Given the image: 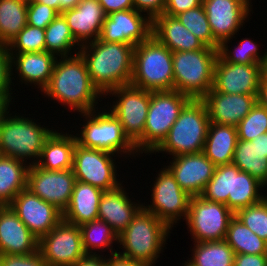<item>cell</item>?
Wrapping results in <instances>:
<instances>
[{
	"instance_id": "cell-1",
	"label": "cell",
	"mask_w": 267,
	"mask_h": 266,
	"mask_svg": "<svg viewBox=\"0 0 267 266\" xmlns=\"http://www.w3.org/2000/svg\"><path fill=\"white\" fill-rule=\"evenodd\" d=\"M43 93V94H42ZM41 95L64 106L66 112L88 113L103 105L104 96L92 84L80 53L58 57L49 83ZM100 103H99V102ZM102 101V103H101Z\"/></svg>"
},
{
	"instance_id": "cell-2",
	"label": "cell",
	"mask_w": 267,
	"mask_h": 266,
	"mask_svg": "<svg viewBox=\"0 0 267 266\" xmlns=\"http://www.w3.org/2000/svg\"><path fill=\"white\" fill-rule=\"evenodd\" d=\"M134 48L133 44L103 42L99 38L80 47L90 80L103 96L131 83Z\"/></svg>"
},
{
	"instance_id": "cell-3",
	"label": "cell",
	"mask_w": 267,
	"mask_h": 266,
	"mask_svg": "<svg viewBox=\"0 0 267 266\" xmlns=\"http://www.w3.org/2000/svg\"><path fill=\"white\" fill-rule=\"evenodd\" d=\"M9 108L0 119V154L13 157L30 165H35L46 140L56 128L28 114ZM14 114V115H13ZM27 116V117H26ZM43 123V125H41ZM49 126L51 128H49Z\"/></svg>"
},
{
	"instance_id": "cell-4",
	"label": "cell",
	"mask_w": 267,
	"mask_h": 266,
	"mask_svg": "<svg viewBox=\"0 0 267 266\" xmlns=\"http://www.w3.org/2000/svg\"><path fill=\"white\" fill-rule=\"evenodd\" d=\"M79 115L77 119H81L79 122L83 121L79 123L81 127L76 125L73 127L75 131L70 130L74 133L77 144L123 156V160L128 158L127 160L130 161L131 158L134 161L136 156L142 158V155L137 152L135 144L124 133L121 122L106 106L88 113H79ZM76 127H79L80 130H77Z\"/></svg>"
},
{
	"instance_id": "cell-5",
	"label": "cell",
	"mask_w": 267,
	"mask_h": 266,
	"mask_svg": "<svg viewBox=\"0 0 267 266\" xmlns=\"http://www.w3.org/2000/svg\"><path fill=\"white\" fill-rule=\"evenodd\" d=\"M171 229L153 213L142 208L126 229L118 235L117 252L133 261L156 266L170 240ZM122 250V251H120Z\"/></svg>"
},
{
	"instance_id": "cell-6",
	"label": "cell",
	"mask_w": 267,
	"mask_h": 266,
	"mask_svg": "<svg viewBox=\"0 0 267 266\" xmlns=\"http://www.w3.org/2000/svg\"><path fill=\"white\" fill-rule=\"evenodd\" d=\"M267 188L249 173L230 163L215 167L213 177L206 184L202 198L220 202L235 214L238 210L260 202Z\"/></svg>"
},
{
	"instance_id": "cell-7",
	"label": "cell",
	"mask_w": 267,
	"mask_h": 266,
	"mask_svg": "<svg viewBox=\"0 0 267 266\" xmlns=\"http://www.w3.org/2000/svg\"><path fill=\"white\" fill-rule=\"evenodd\" d=\"M209 123L205 103L201 99H191L181 110L167 137L151 154L162 153L163 157L169 155L167 159H170V156L203 152Z\"/></svg>"
},
{
	"instance_id": "cell-8",
	"label": "cell",
	"mask_w": 267,
	"mask_h": 266,
	"mask_svg": "<svg viewBox=\"0 0 267 266\" xmlns=\"http://www.w3.org/2000/svg\"><path fill=\"white\" fill-rule=\"evenodd\" d=\"M131 85L149 91H173L172 51L154 36L136 45Z\"/></svg>"
},
{
	"instance_id": "cell-9",
	"label": "cell",
	"mask_w": 267,
	"mask_h": 266,
	"mask_svg": "<svg viewBox=\"0 0 267 266\" xmlns=\"http://www.w3.org/2000/svg\"><path fill=\"white\" fill-rule=\"evenodd\" d=\"M218 49L172 52L174 90L191 99H202L213 87Z\"/></svg>"
},
{
	"instance_id": "cell-10",
	"label": "cell",
	"mask_w": 267,
	"mask_h": 266,
	"mask_svg": "<svg viewBox=\"0 0 267 266\" xmlns=\"http://www.w3.org/2000/svg\"><path fill=\"white\" fill-rule=\"evenodd\" d=\"M190 100L189 96L175 90L150 91V105L144 133L134 143L140 155H151L162 143L181 110Z\"/></svg>"
},
{
	"instance_id": "cell-11",
	"label": "cell",
	"mask_w": 267,
	"mask_h": 266,
	"mask_svg": "<svg viewBox=\"0 0 267 266\" xmlns=\"http://www.w3.org/2000/svg\"><path fill=\"white\" fill-rule=\"evenodd\" d=\"M156 172L155 180L153 176L152 186L150 185L151 189L148 188L151 192L150 204L143 202V208L171 229L176 228L179 225L177 223H180L181 219L185 221L187 217L191 196L178 185L174 175L165 165Z\"/></svg>"
},
{
	"instance_id": "cell-12",
	"label": "cell",
	"mask_w": 267,
	"mask_h": 266,
	"mask_svg": "<svg viewBox=\"0 0 267 266\" xmlns=\"http://www.w3.org/2000/svg\"><path fill=\"white\" fill-rule=\"evenodd\" d=\"M105 98L111 101L107 104L105 101L103 105L121 122L124 133L135 143L144 133L150 91L128 84L111 89L104 95Z\"/></svg>"
},
{
	"instance_id": "cell-13",
	"label": "cell",
	"mask_w": 267,
	"mask_h": 266,
	"mask_svg": "<svg viewBox=\"0 0 267 266\" xmlns=\"http://www.w3.org/2000/svg\"><path fill=\"white\" fill-rule=\"evenodd\" d=\"M119 158H122L121 161H124L123 157L116 154L86 148L76 143L72 167L76 181L88 183L104 191H111L118 188L125 182V177L122 178L123 180L119 179L121 174L118 173L120 168H122V162ZM116 159H118L117 162Z\"/></svg>"
},
{
	"instance_id": "cell-14",
	"label": "cell",
	"mask_w": 267,
	"mask_h": 266,
	"mask_svg": "<svg viewBox=\"0 0 267 266\" xmlns=\"http://www.w3.org/2000/svg\"><path fill=\"white\" fill-rule=\"evenodd\" d=\"M234 216L235 214L224 203L192 196L185 219L188 233L192 236L191 241L225 240L229 222Z\"/></svg>"
},
{
	"instance_id": "cell-15",
	"label": "cell",
	"mask_w": 267,
	"mask_h": 266,
	"mask_svg": "<svg viewBox=\"0 0 267 266\" xmlns=\"http://www.w3.org/2000/svg\"><path fill=\"white\" fill-rule=\"evenodd\" d=\"M38 250L48 266H74L87 256L80 227L63 219L39 239Z\"/></svg>"
},
{
	"instance_id": "cell-16",
	"label": "cell",
	"mask_w": 267,
	"mask_h": 266,
	"mask_svg": "<svg viewBox=\"0 0 267 266\" xmlns=\"http://www.w3.org/2000/svg\"><path fill=\"white\" fill-rule=\"evenodd\" d=\"M252 3L250 0H202L214 39L219 44L228 39L237 40L240 30L246 27L244 24L251 21Z\"/></svg>"
},
{
	"instance_id": "cell-17",
	"label": "cell",
	"mask_w": 267,
	"mask_h": 266,
	"mask_svg": "<svg viewBox=\"0 0 267 266\" xmlns=\"http://www.w3.org/2000/svg\"><path fill=\"white\" fill-rule=\"evenodd\" d=\"M75 183L76 178L72 169L49 171L36 164L29 166L27 188L62 213L70 202Z\"/></svg>"
},
{
	"instance_id": "cell-18",
	"label": "cell",
	"mask_w": 267,
	"mask_h": 266,
	"mask_svg": "<svg viewBox=\"0 0 267 266\" xmlns=\"http://www.w3.org/2000/svg\"><path fill=\"white\" fill-rule=\"evenodd\" d=\"M263 64H236L219 54L214 68L213 89L220 93L258 95Z\"/></svg>"
},
{
	"instance_id": "cell-19",
	"label": "cell",
	"mask_w": 267,
	"mask_h": 266,
	"mask_svg": "<svg viewBox=\"0 0 267 266\" xmlns=\"http://www.w3.org/2000/svg\"><path fill=\"white\" fill-rule=\"evenodd\" d=\"M9 206L38 239L48 234L63 219L59 209L28 188L18 193Z\"/></svg>"
},
{
	"instance_id": "cell-20",
	"label": "cell",
	"mask_w": 267,
	"mask_h": 266,
	"mask_svg": "<svg viewBox=\"0 0 267 266\" xmlns=\"http://www.w3.org/2000/svg\"><path fill=\"white\" fill-rule=\"evenodd\" d=\"M152 35V20L135 9L107 15L99 39L103 42L133 44L144 42Z\"/></svg>"
},
{
	"instance_id": "cell-21",
	"label": "cell",
	"mask_w": 267,
	"mask_h": 266,
	"mask_svg": "<svg viewBox=\"0 0 267 266\" xmlns=\"http://www.w3.org/2000/svg\"><path fill=\"white\" fill-rule=\"evenodd\" d=\"M170 158L165 166L174 175L178 185L191 197L200 196L213 177L216 166L203 152Z\"/></svg>"
},
{
	"instance_id": "cell-22",
	"label": "cell",
	"mask_w": 267,
	"mask_h": 266,
	"mask_svg": "<svg viewBox=\"0 0 267 266\" xmlns=\"http://www.w3.org/2000/svg\"><path fill=\"white\" fill-rule=\"evenodd\" d=\"M10 56L12 80L42 92L49 83L58 57L47 51L10 53Z\"/></svg>"
},
{
	"instance_id": "cell-23",
	"label": "cell",
	"mask_w": 267,
	"mask_h": 266,
	"mask_svg": "<svg viewBox=\"0 0 267 266\" xmlns=\"http://www.w3.org/2000/svg\"><path fill=\"white\" fill-rule=\"evenodd\" d=\"M257 96L220 93L212 88L201 100L210 122L236 127L255 106Z\"/></svg>"
},
{
	"instance_id": "cell-24",
	"label": "cell",
	"mask_w": 267,
	"mask_h": 266,
	"mask_svg": "<svg viewBox=\"0 0 267 266\" xmlns=\"http://www.w3.org/2000/svg\"><path fill=\"white\" fill-rule=\"evenodd\" d=\"M127 191L123 184L114 190L104 191L98 207V219L105 221L117 235L126 229L143 208V202L138 198L136 200L134 195L130 198Z\"/></svg>"
},
{
	"instance_id": "cell-25",
	"label": "cell",
	"mask_w": 267,
	"mask_h": 266,
	"mask_svg": "<svg viewBox=\"0 0 267 266\" xmlns=\"http://www.w3.org/2000/svg\"><path fill=\"white\" fill-rule=\"evenodd\" d=\"M38 243L9 205L0 206V254H31L38 251Z\"/></svg>"
},
{
	"instance_id": "cell-26",
	"label": "cell",
	"mask_w": 267,
	"mask_h": 266,
	"mask_svg": "<svg viewBox=\"0 0 267 266\" xmlns=\"http://www.w3.org/2000/svg\"><path fill=\"white\" fill-rule=\"evenodd\" d=\"M75 40L82 46L96 41L107 17L98 0H81L75 8L61 13Z\"/></svg>"
},
{
	"instance_id": "cell-27",
	"label": "cell",
	"mask_w": 267,
	"mask_h": 266,
	"mask_svg": "<svg viewBox=\"0 0 267 266\" xmlns=\"http://www.w3.org/2000/svg\"><path fill=\"white\" fill-rule=\"evenodd\" d=\"M152 36L172 52L200 50L206 46L176 17L166 14L152 20Z\"/></svg>"
},
{
	"instance_id": "cell-28",
	"label": "cell",
	"mask_w": 267,
	"mask_h": 266,
	"mask_svg": "<svg viewBox=\"0 0 267 266\" xmlns=\"http://www.w3.org/2000/svg\"><path fill=\"white\" fill-rule=\"evenodd\" d=\"M56 128L46 140L36 165L49 171L72 169L76 138L72 131H65V126Z\"/></svg>"
},
{
	"instance_id": "cell-29",
	"label": "cell",
	"mask_w": 267,
	"mask_h": 266,
	"mask_svg": "<svg viewBox=\"0 0 267 266\" xmlns=\"http://www.w3.org/2000/svg\"><path fill=\"white\" fill-rule=\"evenodd\" d=\"M104 190L88 183L76 181L71 199L62 213L63 220L81 226L98 219V207Z\"/></svg>"
},
{
	"instance_id": "cell-30",
	"label": "cell",
	"mask_w": 267,
	"mask_h": 266,
	"mask_svg": "<svg viewBox=\"0 0 267 266\" xmlns=\"http://www.w3.org/2000/svg\"><path fill=\"white\" fill-rule=\"evenodd\" d=\"M237 140V127L210 122L203 153L216 167L230 164Z\"/></svg>"
},
{
	"instance_id": "cell-31",
	"label": "cell",
	"mask_w": 267,
	"mask_h": 266,
	"mask_svg": "<svg viewBox=\"0 0 267 266\" xmlns=\"http://www.w3.org/2000/svg\"><path fill=\"white\" fill-rule=\"evenodd\" d=\"M29 165L13 157L0 155V206L9 205L27 188Z\"/></svg>"
},
{
	"instance_id": "cell-32",
	"label": "cell",
	"mask_w": 267,
	"mask_h": 266,
	"mask_svg": "<svg viewBox=\"0 0 267 266\" xmlns=\"http://www.w3.org/2000/svg\"><path fill=\"white\" fill-rule=\"evenodd\" d=\"M79 227L86 255L104 256L107 252V256L117 252L113 246L118 244V235L105 221L96 219Z\"/></svg>"
},
{
	"instance_id": "cell-33",
	"label": "cell",
	"mask_w": 267,
	"mask_h": 266,
	"mask_svg": "<svg viewBox=\"0 0 267 266\" xmlns=\"http://www.w3.org/2000/svg\"><path fill=\"white\" fill-rule=\"evenodd\" d=\"M232 163L267 187V158L258 149V136L252 141L237 140Z\"/></svg>"
},
{
	"instance_id": "cell-34",
	"label": "cell",
	"mask_w": 267,
	"mask_h": 266,
	"mask_svg": "<svg viewBox=\"0 0 267 266\" xmlns=\"http://www.w3.org/2000/svg\"><path fill=\"white\" fill-rule=\"evenodd\" d=\"M192 244L187 260L194 266H233L235 253L225 240Z\"/></svg>"
},
{
	"instance_id": "cell-35",
	"label": "cell",
	"mask_w": 267,
	"mask_h": 266,
	"mask_svg": "<svg viewBox=\"0 0 267 266\" xmlns=\"http://www.w3.org/2000/svg\"><path fill=\"white\" fill-rule=\"evenodd\" d=\"M28 0H0V44L8 45L27 25Z\"/></svg>"
},
{
	"instance_id": "cell-36",
	"label": "cell",
	"mask_w": 267,
	"mask_h": 266,
	"mask_svg": "<svg viewBox=\"0 0 267 266\" xmlns=\"http://www.w3.org/2000/svg\"><path fill=\"white\" fill-rule=\"evenodd\" d=\"M45 46L47 52L57 57L79 53L81 45L75 40L62 14L45 28Z\"/></svg>"
},
{
	"instance_id": "cell-37",
	"label": "cell",
	"mask_w": 267,
	"mask_h": 266,
	"mask_svg": "<svg viewBox=\"0 0 267 266\" xmlns=\"http://www.w3.org/2000/svg\"><path fill=\"white\" fill-rule=\"evenodd\" d=\"M225 241L236 254H267V242L253 233L236 216L228 225Z\"/></svg>"
},
{
	"instance_id": "cell-38",
	"label": "cell",
	"mask_w": 267,
	"mask_h": 266,
	"mask_svg": "<svg viewBox=\"0 0 267 266\" xmlns=\"http://www.w3.org/2000/svg\"><path fill=\"white\" fill-rule=\"evenodd\" d=\"M240 38L237 44H233V39L224 40L218 49V54L229 63L236 64H264L267 57V49L260 51L259 44L254 41V38ZM253 39V40H252ZM231 42V43H230ZM229 44V45H228ZM231 44V47H230ZM232 45L233 49H232ZM267 48V46H266ZM232 49V50H231ZM265 52V53H264ZM262 54V55H261Z\"/></svg>"
},
{
	"instance_id": "cell-39",
	"label": "cell",
	"mask_w": 267,
	"mask_h": 266,
	"mask_svg": "<svg viewBox=\"0 0 267 266\" xmlns=\"http://www.w3.org/2000/svg\"><path fill=\"white\" fill-rule=\"evenodd\" d=\"M175 17L206 46L219 49L220 44L214 39L203 5Z\"/></svg>"
},
{
	"instance_id": "cell-40",
	"label": "cell",
	"mask_w": 267,
	"mask_h": 266,
	"mask_svg": "<svg viewBox=\"0 0 267 266\" xmlns=\"http://www.w3.org/2000/svg\"><path fill=\"white\" fill-rule=\"evenodd\" d=\"M9 53L43 52L45 29L26 25L7 45Z\"/></svg>"
},
{
	"instance_id": "cell-41",
	"label": "cell",
	"mask_w": 267,
	"mask_h": 266,
	"mask_svg": "<svg viewBox=\"0 0 267 266\" xmlns=\"http://www.w3.org/2000/svg\"><path fill=\"white\" fill-rule=\"evenodd\" d=\"M236 127L238 139L243 141H252L267 133V109L257 102Z\"/></svg>"
},
{
	"instance_id": "cell-42",
	"label": "cell",
	"mask_w": 267,
	"mask_h": 266,
	"mask_svg": "<svg viewBox=\"0 0 267 266\" xmlns=\"http://www.w3.org/2000/svg\"><path fill=\"white\" fill-rule=\"evenodd\" d=\"M235 216L267 242V196L254 205L238 210Z\"/></svg>"
},
{
	"instance_id": "cell-43",
	"label": "cell",
	"mask_w": 267,
	"mask_h": 266,
	"mask_svg": "<svg viewBox=\"0 0 267 266\" xmlns=\"http://www.w3.org/2000/svg\"><path fill=\"white\" fill-rule=\"evenodd\" d=\"M14 84L15 82L12 81L10 53L7 45L0 44V95L3 96L11 105L13 104V107L16 106L14 102L17 104V101L14 100L18 99V97L15 98L18 95H14L17 90H14V87H16Z\"/></svg>"
},
{
	"instance_id": "cell-44",
	"label": "cell",
	"mask_w": 267,
	"mask_h": 266,
	"mask_svg": "<svg viewBox=\"0 0 267 266\" xmlns=\"http://www.w3.org/2000/svg\"><path fill=\"white\" fill-rule=\"evenodd\" d=\"M59 13L40 2L28 1L27 8V24L45 29L57 16Z\"/></svg>"
},
{
	"instance_id": "cell-45",
	"label": "cell",
	"mask_w": 267,
	"mask_h": 266,
	"mask_svg": "<svg viewBox=\"0 0 267 266\" xmlns=\"http://www.w3.org/2000/svg\"><path fill=\"white\" fill-rule=\"evenodd\" d=\"M0 266H48L40 251L27 255L0 254Z\"/></svg>"
},
{
	"instance_id": "cell-46",
	"label": "cell",
	"mask_w": 267,
	"mask_h": 266,
	"mask_svg": "<svg viewBox=\"0 0 267 266\" xmlns=\"http://www.w3.org/2000/svg\"><path fill=\"white\" fill-rule=\"evenodd\" d=\"M133 5L135 10L153 20L164 13L166 0H133Z\"/></svg>"
},
{
	"instance_id": "cell-47",
	"label": "cell",
	"mask_w": 267,
	"mask_h": 266,
	"mask_svg": "<svg viewBox=\"0 0 267 266\" xmlns=\"http://www.w3.org/2000/svg\"><path fill=\"white\" fill-rule=\"evenodd\" d=\"M200 5H202V0H166L163 14L175 17L182 12L194 9Z\"/></svg>"
},
{
	"instance_id": "cell-48",
	"label": "cell",
	"mask_w": 267,
	"mask_h": 266,
	"mask_svg": "<svg viewBox=\"0 0 267 266\" xmlns=\"http://www.w3.org/2000/svg\"><path fill=\"white\" fill-rule=\"evenodd\" d=\"M233 266H267V254H236Z\"/></svg>"
},
{
	"instance_id": "cell-49",
	"label": "cell",
	"mask_w": 267,
	"mask_h": 266,
	"mask_svg": "<svg viewBox=\"0 0 267 266\" xmlns=\"http://www.w3.org/2000/svg\"><path fill=\"white\" fill-rule=\"evenodd\" d=\"M106 15L114 12L134 9L133 0H98Z\"/></svg>"
},
{
	"instance_id": "cell-50",
	"label": "cell",
	"mask_w": 267,
	"mask_h": 266,
	"mask_svg": "<svg viewBox=\"0 0 267 266\" xmlns=\"http://www.w3.org/2000/svg\"><path fill=\"white\" fill-rule=\"evenodd\" d=\"M106 258L108 266H151L144 262L133 261L129 257L123 256L118 252L107 255Z\"/></svg>"
},
{
	"instance_id": "cell-51",
	"label": "cell",
	"mask_w": 267,
	"mask_h": 266,
	"mask_svg": "<svg viewBox=\"0 0 267 266\" xmlns=\"http://www.w3.org/2000/svg\"><path fill=\"white\" fill-rule=\"evenodd\" d=\"M74 266H108L106 256L87 255Z\"/></svg>"
},
{
	"instance_id": "cell-52",
	"label": "cell",
	"mask_w": 267,
	"mask_h": 266,
	"mask_svg": "<svg viewBox=\"0 0 267 266\" xmlns=\"http://www.w3.org/2000/svg\"><path fill=\"white\" fill-rule=\"evenodd\" d=\"M257 102L267 109V78L262 75L259 83Z\"/></svg>"
},
{
	"instance_id": "cell-53",
	"label": "cell",
	"mask_w": 267,
	"mask_h": 266,
	"mask_svg": "<svg viewBox=\"0 0 267 266\" xmlns=\"http://www.w3.org/2000/svg\"><path fill=\"white\" fill-rule=\"evenodd\" d=\"M81 0H59V14L75 8Z\"/></svg>"
},
{
	"instance_id": "cell-54",
	"label": "cell",
	"mask_w": 267,
	"mask_h": 266,
	"mask_svg": "<svg viewBox=\"0 0 267 266\" xmlns=\"http://www.w3.org/2000/svg\"><path fill=\"white\" fill-rule=\"evenodd\" d=\"M258 149L267 158V133L258 135Z\"/></svg>"
},
{
	"instance_id": "cell-55",
	"label": "cell",
	"mask_w": 267,
	"mask_h": 266,
	"mask_svg": "<svg viewBox=\"0 0 267 266\" xmlns=\"http://www.w3.org/2000/svg\"><path fill=\"white\" fill-rule=\"evenodd\" d=\"M28 1H35V2H40L44 5H48L49 7L55 9L59 13V0H28Z\"/></svg>"
},
{
	"instance_id": "cell-56",
	"label": "cell",
	"mask_w": 267,
	"mask_h": 266,
	"mask_svg": "<svg viewBox=\"0 0 267 266\" xmlns=\"http://www.w3.org/2000/svg\"><path fill=\"white\" fill-rule=\"evenodd\" d=\"M13 105H11L3 96L0 95V119L2 115Z\"/></svg>"
},
{
	"instance_id": "cell-57",
	"label": "cell",
	"mask_w": 267,
	"mask_h": 266,
	"mask_svg": "<svg viewBox=\"0 0 267 266\" xmlns=\"http://www.w3.org/2000/svg\"><path fill=\"white\" fill-rule=\"evenodd\" d=\"M263 75L267 78V57L263 64Z\"/></svg>"
},
{
	"instance_id": "cell-58",
	"label": "cell",
	"mask_w": 267,
	"mask_h": 266,
	"mask_svg": "<svg viewBox=\"0 0 267 266\" xmlns=\"http://www.w3.org/2000/svg\"><path fill=\"white\" fill-rule=\"evenodd\" d=\"M182 266H194V265L190 263L188 260H186L184 263L182 262Z\"/></svg>"
}]
</instances>
